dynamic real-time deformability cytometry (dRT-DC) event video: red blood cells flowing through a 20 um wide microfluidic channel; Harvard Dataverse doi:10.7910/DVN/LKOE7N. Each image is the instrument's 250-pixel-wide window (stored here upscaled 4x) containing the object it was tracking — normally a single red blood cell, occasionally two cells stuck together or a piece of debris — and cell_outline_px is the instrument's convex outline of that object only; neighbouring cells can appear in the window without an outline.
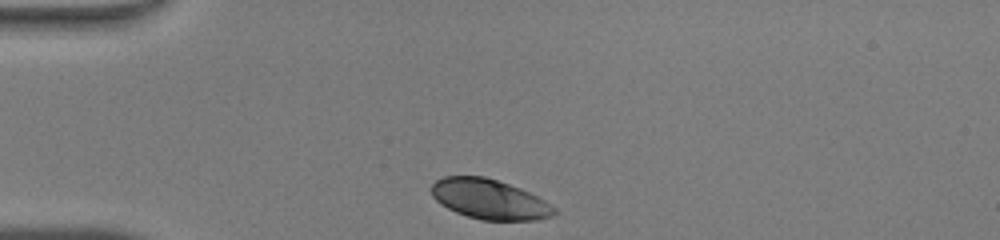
{"species": "human", "species_latin": "Homo sapiens", "temperature_condition": "warm", "stored_images_in_passage": 28, "camera_frame_rate_fps": 3000, "um_per_image_px": 0.085, "donor": {"sex": "male"}, "frame": {"image": 1, "passage_image": 1, "time_ms": 0.0, "image_size_px": [1000, 240], "cell_outline_px": [[556, 212], [552, 216], [536, 220], [480, 220], [456, 212], [440, 204], [432, 196], [432, 184], [436, 180], [444, 176], [484, 176], [520, 188], [544, 200], [556, 208]], "centroid_in_image_um": [41.59, 16.94], "position_along_channel_um": 43.4, "area_um2": 28.38}}
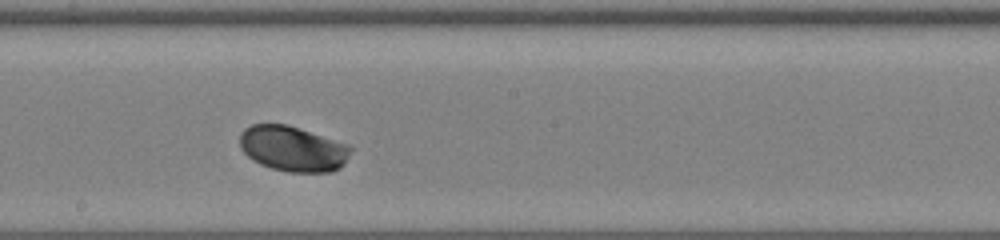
{"frame": {"image": 2, "passage_image": 16, "time_ms": 5.0, "image_size_px": [1000, 240], "cell_outline_px": [[352, 148], [344, 164], [340, 168], [332, 172], [288, 172], [272, 168], [260, 164], [252, 160], [240, 148], [240, 132], [244, 128], [252, 124], [288, 124], [348, 144]], "centroid_in_image_um": [24.88, 12.64], "position_along_channel_um": 223.3, "area_um2": 29.48}}
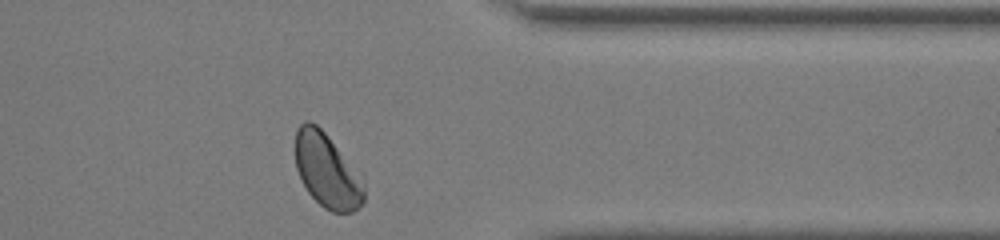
{"frame": {"image": 3, "passage_image": 28, "time_ms": 9.0, "image_size_px": [1000, 240], "cell_outline_px": [[364, 204], [352, 212], [332, 212], [324, 208], [308, 192], [296, 168], [296, 128], [304, 120], [308, 120], [316, 124], [324, 132], [364, 184]], "centroid_in_image_um": [27.76, 14.53], "position_along_channel_um": 383.6, "area_um2": 28.78}, "authors_computed_cell_mechanics": {"area_um2": 29.5069, "velocity_mm_per_s": 4.2351, "shape_relaxation_time_tau1_ms": 1.1338, "shape_relaxation_time_tau2_ms": null, "deformation_change_tau1": 0.1017, "deformation_change_tau2": null}}